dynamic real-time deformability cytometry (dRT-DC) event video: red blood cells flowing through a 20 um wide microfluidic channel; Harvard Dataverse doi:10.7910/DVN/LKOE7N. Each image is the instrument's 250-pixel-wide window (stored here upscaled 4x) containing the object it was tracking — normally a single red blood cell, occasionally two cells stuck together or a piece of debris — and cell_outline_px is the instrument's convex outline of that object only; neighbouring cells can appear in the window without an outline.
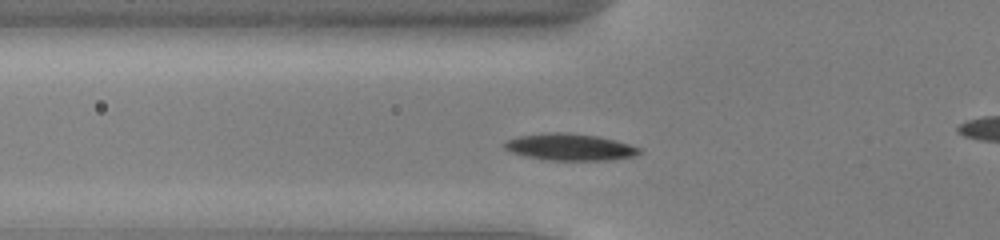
{"species": "common noctule bat (a hibernating species)", "species_latin": "Nyctalus noctula", "temperature_condition": "cold", "stored_images_in_passage": 49, "camera_frame_rate_fps": 3000, "um_per_image_px": 0.085, "animal": {"sex": "male", "body_mass_g": 13.0, "forearm_length_mm": 53.1}, "frame": {"image": 1, "passage_image": 14, "time_ms": 4.333, "image_size_px": [1000, 240], "cell_outline_px": [[644, 152], [632, 156], [612, 160], [544, 160], [508, 152], [504, 148], [504, 140], [516, 136], [544, 132], [568, 132], [600, 136], [616, 140], [640, 148]], "centroid_in_image_um": [48.39, 12.49], "position_along_channel_um": 77.4, "area_um2": 21.5}}
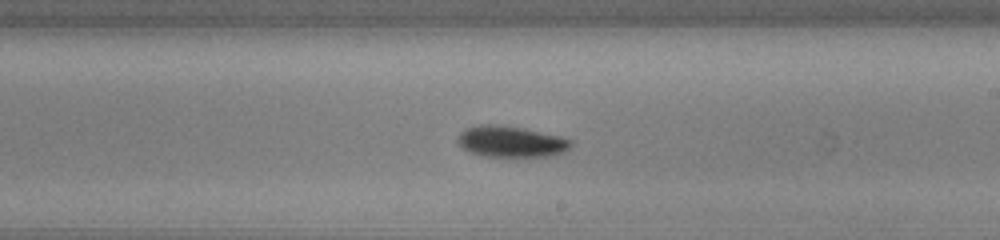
{"frame": {"image": 2, "passage_image": 27, "time_ms": 8.667, "image_size_px": [1000, 240], "cell_outline_px": [[572, 144], [564, 152], [552, 156], [484, 156], [468, 152], [456, 140], [460, 132], [468, 128], [480, 124], [496, 124], [524, 128], [560, 136], [572, 140]], "centroid_in_image_um": [43.43, 12.03], "position_along_channel_um": 245.6, "area_um2": 20.52}}
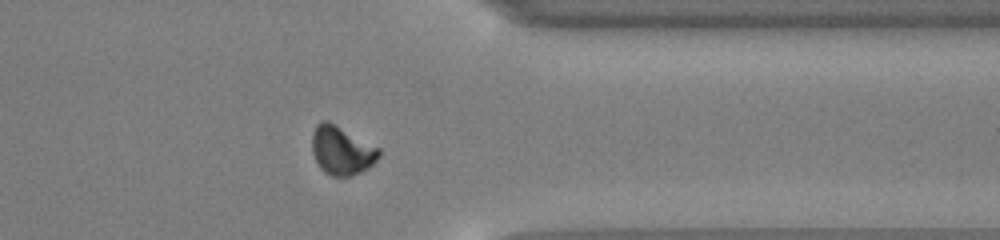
{"frame": {"image": 3, "passage_image": 38, "time_ms": 12.333, "image_size_px": [1000, 240], "cell_outline_px": [[380, 156], [368, 168], [352, 176], [332, 176], [324, 172], [320, 168], [312, 152], [312, 132], [316, 124], [320, 120], [328, 120], [380, 148]], "centroid_in_image_um": [29.02, 12.77], "position_along_channel_um": 382.4, "area_um2": 19.07}, "authors_computed_cell_mechanics": {"area_um2": 19.074, "velocity_mm_per_s": 3.8835, "shape_relaxation_time_tau1_ms": 1.8115, "shape_relaxation_time_tau2_ms": null, "deformation_change_tau1": 0.1021, "deformation_change_tau2": null}}